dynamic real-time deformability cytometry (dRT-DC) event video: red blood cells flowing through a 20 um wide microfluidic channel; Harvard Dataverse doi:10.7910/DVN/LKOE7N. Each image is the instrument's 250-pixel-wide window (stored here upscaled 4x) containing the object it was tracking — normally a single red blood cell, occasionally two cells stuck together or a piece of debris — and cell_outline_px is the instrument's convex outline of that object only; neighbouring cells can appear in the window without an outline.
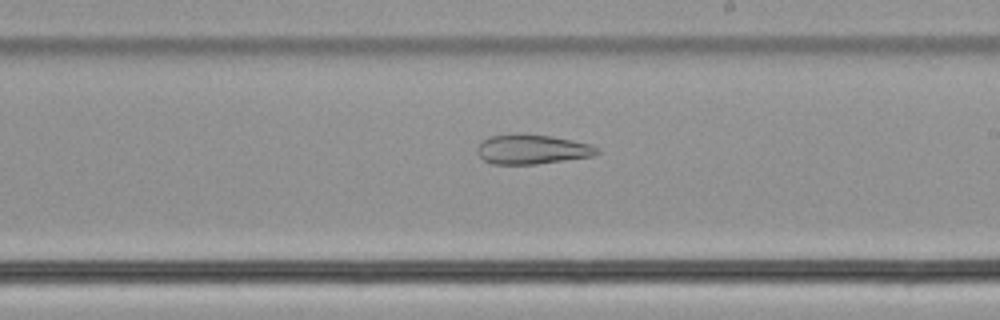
{"species": "common noctule bat (a hibernating species)", "species_latin": "Nyctalus noctula", "temperature_condition": "cold", "stored_images_in_passage": 50, "camera_frame_rate_fps": 3000, "um_per_image_px": 0.085, "animal": {"sex": "male", "body_mass_g": 21.5, "forearm_length_mm": 52.0}, "frame": {"image": 1, "passage_image": 29, "time_ms": 9.333, "image_size_px": [1000, 320], "cell_outline_px": [[600, 152], [592, 156], [536, 164], [492, 164], [484, 160], [476, 152], [476, 148], [480, 140], [488, 136], [516, 132], [520, 132], [552, 136], [592, 144], [600, 148]], "centroid_in_image_um": [45.18, 12.66], "position_along_channel_um": 243.8, "area_um2": 21.21}}